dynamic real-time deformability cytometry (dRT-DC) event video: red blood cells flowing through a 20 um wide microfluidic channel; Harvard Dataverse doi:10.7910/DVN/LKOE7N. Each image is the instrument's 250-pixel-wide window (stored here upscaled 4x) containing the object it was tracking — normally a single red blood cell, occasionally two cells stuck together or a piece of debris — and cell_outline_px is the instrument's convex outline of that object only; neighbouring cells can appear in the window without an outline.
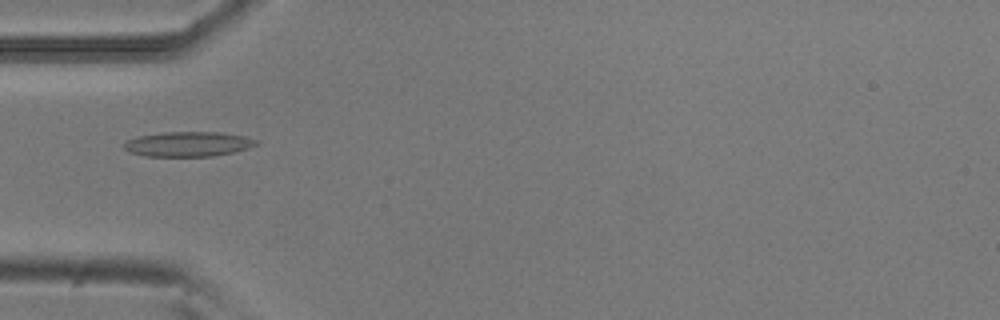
{"species": "common noctule bat (a hibernating species)", "species_latin": "Nyctalus noctula", "temperature_condition": "room temperature", "stored_images_in_passage": 50, "camera_frame_rate_fps": 3000, "um_per_image_px": 0.085, "animal": {"sex": "male", "body_mass_g": 20.5, "forearm_length_mm": 52.5}, "frame": {"image": 1, "passage_image": 17, "time_ms": 5.333, "image_size_px": [1000, 320], "cell_outline_px": [[260, 144], [248, 148], [232, 152], [212, 156], [144, 156], [128, 152], [124, 148], [124, 144], [128, 140], [136, 136], [164, 132], [220, 132], [244, 136], [260, 140]], "centroid_in_image_um": [16.01, 12.24], "position_along_channel_um": 69.0, "area_um2": 19.25}}
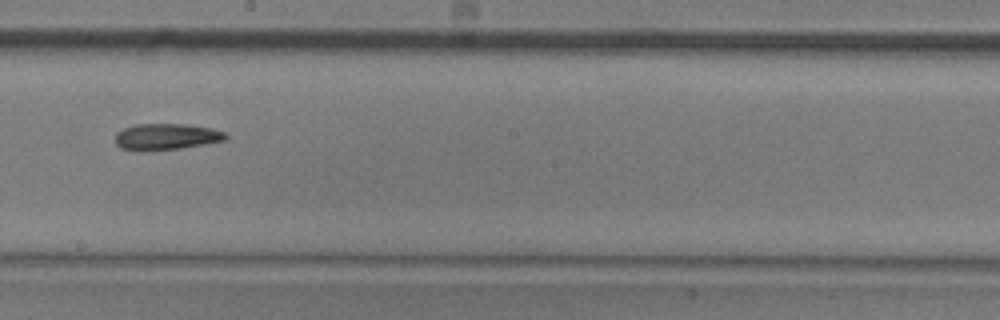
{"frame": {"image": 2, "passage_image": 30, "time_ms": 9.667, "image_size_px": [1000, 320], "cell_outline_px": [[228, 140], [208, 144], [180, 148], [120, 148], [116, 144], [116, 132], [124, 128], [136, 124], [184, 124], [212, 128], [228, 132]], "centroid_in_image_um": [14.26, 11.57], "position_along_channel_um": 233.9, "area_um2": 16.47}}
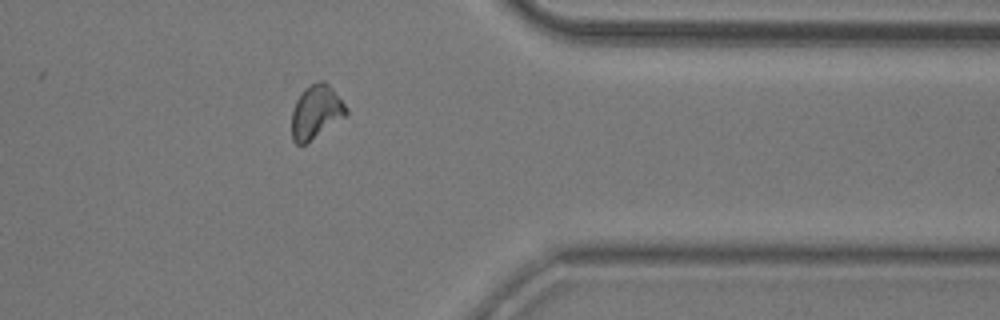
{"frame": {"image": 3, "passage_image": 43, "time_ms": 14.0, "image_size_px": [1000, 320], "cell_outline_px": [[348, 112], [344, 116], [304, 144], [296, 144], [292, 140], [292, 108], [296, 100], [304, 88], [308, 84], [320, 80], [324, 80], [332, 88], [348, 108]], "centroid_in_image_um": [26.83, 9.46], "position_along_channel_um": 384.6, "area_um2": 16.76}}